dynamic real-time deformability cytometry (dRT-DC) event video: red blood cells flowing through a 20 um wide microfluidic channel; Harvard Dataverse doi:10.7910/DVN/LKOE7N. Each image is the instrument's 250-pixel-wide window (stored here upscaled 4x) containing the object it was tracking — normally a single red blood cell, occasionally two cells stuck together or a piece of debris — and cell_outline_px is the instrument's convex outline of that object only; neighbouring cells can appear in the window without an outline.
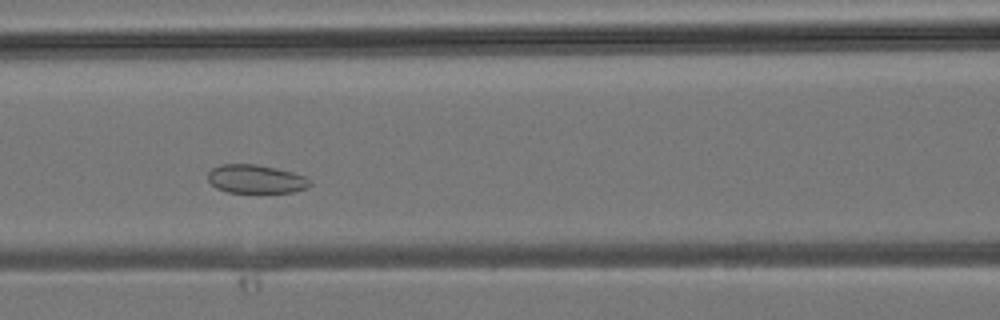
{"species": "common noctule bat (a hibernating species)", "species_latin": "Nyctalus noctula", "temperature_condition": "room temperature", "stored_images_in_passage": 32, "camera_frame_rate_fps": 3000, "um_per_image_px": 0.085, "animal": {"sex": "male", "body_mass_g": 19.2, "forearm_length_mm": 51.8}, "frame": {"image": 1, "passage_image": 11, "time_ms": 3.333, "image_size_px": [1000, 320], "cell_outline_px": [[312, 184], [308, 188], [292, 192], [228, 192], [216, 188], [208, 180], [208, 172], [212, 168], [220, 164], [256, 164], [276, 168], [292, 172], [304, 176], [312, 180]], "centroid_in_image_um": [21.76, 15.21], "position_along_channel_um": 144.8, "area_um2": 17.05}}
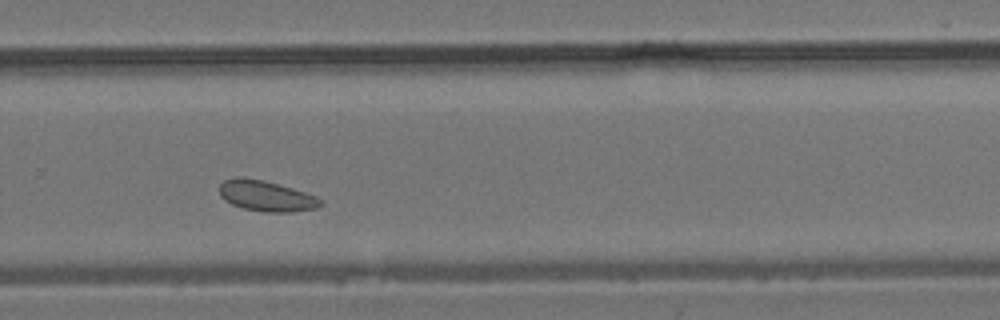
{"frame": {"image": 2, "passage_image": 20, "time_ms": 6.333, "image_size_px": [1000, 320], "cell_outline_px": [[324, 204], [316, 208], [292, 212], [264, 212], [244, 208], [232, 204], [224, 200], [220, 196], [220, 184], [224, 180], [236, 176], [264, 180], [292, 188], [316, 196], [324, 200]], "centroid_in_image_um": [22.64, 16.65], "position_along_channel_um": 307.2, "area_um2": 18.15}}
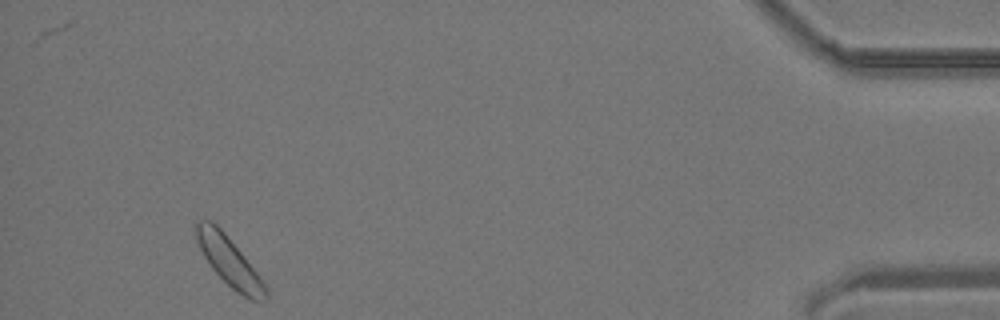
{"frame": {"image": 3, "passage_image": 30, "time_ms": 9.667, "image_size_px": [1000, 320], "cell_outline_px": [[268, 300], [248, 300], [236, 292], [212, 268], [204, 256], [192, 232], [192, 224], [196, 220], [212, 220], [224, 232], [256, 272], [264, 284], [268, 292]], "centroid_in_image_um": [19.42, 22.17], "position_along_channel_um": 415.8, "area_um2": 19.77}}